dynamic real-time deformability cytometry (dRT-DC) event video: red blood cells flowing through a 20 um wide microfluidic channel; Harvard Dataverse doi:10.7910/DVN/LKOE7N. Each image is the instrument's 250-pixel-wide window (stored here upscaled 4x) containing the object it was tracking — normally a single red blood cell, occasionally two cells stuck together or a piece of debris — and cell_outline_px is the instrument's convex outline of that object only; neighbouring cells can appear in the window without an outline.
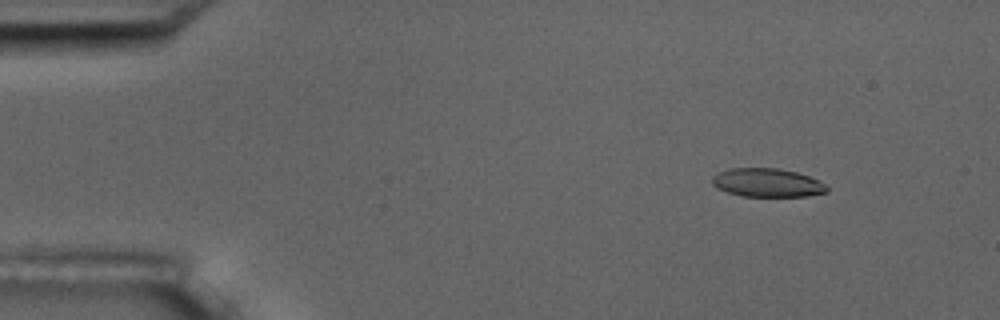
{"species": "common noctule bat (a hibernating species)", "species_latin": "Nyctalus noctula", "temperature_condition": "room temperature", "stored_images_in_passage": 4, "camera_frame_rate_fps": 3000, "um_per_image_px": 0.085, "animal": {"sex": "male", "body_mass_g": 17.5, "forearm_length_mm": 52.3}, "frame": {"image": 1, "passage_image": 2, "time_ms": 1.333, "image_size_px": [1000, 320], "cell_outline_px": [[828, 192], [804, 196], [740, 196], [716, 188], [712, 184], [712, 176], [728, 168], [776, 168], [796, 172], [808, 176], [824, 184], [828, 188]], "centroid_in_image_um": [65.17, 15.53], "position_along_channel_um": 19.8, "area_um2": 18.96}}